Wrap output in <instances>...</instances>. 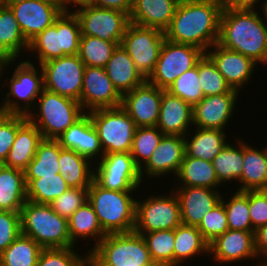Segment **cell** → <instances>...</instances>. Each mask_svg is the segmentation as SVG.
Masks as SVG:
<instances>
[{
    "instance_id": "obj_1",
    "label": "cell",
    "mask_w": 267,
    "mask_h": 266,
    "mask_svg": "<svg viewBox=\"0 0 267 266\" xmlns=\"http://www.w3.org/2000/svg\"><path fill=\"white\" fill-rule=\"evenodd\" d=\"M222 10L213 3L179 2L170 26L164 31L165 38L206 52L218 41Z\"/></svg>"
},
{
    "instance_id": "obj_2",
    "label": "cell",
    "mask_w": 267,
    "mask_h": 266,
    "mask_svg": "<svg viewBox=\"0 0 267 266\" xmlns=\"http://www.w3.org/2000/svg\"><path fill=\"white\" fill-rule=\"evenodd\" d=\"M256 10L223 9L217 44L267 64V23Z\"/></svg>"
},
{
    "instance_id": "obj_3",
    "label": "cell",
    "mask_w": 267,
    "mask_h": 266,
    "mask_svg": "<svg viewBox=\"0 0 267 266\" xmlns=\"http://www.w3.org/2000/svg\"><path fill=\"white\" fill-rule=\"evenodd\" d=\"M133 192L107 190L95 181L88 188V201L106 234L134 231L137 199Z\"/></svg>"
},
{
    "instance_id": "obj_4",
    "label": "cell",
    "mask_w": 267,
    "mask_h": 266,
    "mask_svg": "<svg viewBox=\"0 0 267 266\" xmlns=\"http://www.w3.org/2000/svg\"><path fill=\"white\" fill-rule=\"evenodd\" d=\"M20 213L21 234L32 238L41 248L75 247L69 236L68 220L54 212L49 204L27 200Z\"/></svg>"
},
{
    "instance_id": "obj_5",
    "label": "cell",
    "mask_w": 267,
    "mask_h": 266,
    "mask_svg": "<svg viewBox=\"0 0 267 266\" xmlns=\"http://www.w3.org/2000/svg\"><path fill=\"white\" fill-rule=\"evenodd\" d=\"M88 266H156L146 242L135 231L107 234L88 253Z\"/></svg>"
},
{
    "instance_id": "obj_6",
    "label": "cell",
    "mask_w": 267,
    "mask_h": 266,
    "mask_svg": "<svg viewBox=\"0 0 267 266\" xmlns=\"http://www.w3.org/2000/svg\"><path fill=\"white\" fill-rule=\"evenodd\" d=\"M37 101V109H32L33 111L27 114V119L38 128L43 139L56 140L85 114L79 101L45 88Z\"/></svg>"
},
{
    "instance_id": "obj_7",
    "label": "cell",
    "mask_w": 267,
    "mask_h": 266,
    "mask_svg": "<svg viewBox=\"0 0 267 266\" xmlns=\"http://www.w3.org/2000/svg\"><path fill=\"white\" fill-rule=\"evenodd\" d=\"M81 27L72 11L62 12L54 24L29 42L28 51L36 53L39 65L67 55H78Z\"/></svg>"
},
{
    "instance_id": "obj_8",
    "label": "cell",
    "mask_w": 267,
    "mask_h": 266,
    "mask_svg": "<svg viewBox=\"0 0 267 266\" xmlns=\"http://www.w3.org/2000/svg\"><path fill=\"white\" fill-rule=\"evenodd\" d=\"M15 67L12 77L6 79L9 80L8 83H4L10 89L5 98H2L3 101H0V111L4 114L27 116L36 106V101L44 89L43 71L39 64L33 65L32 61L26 59Z\"/></svg>"
},
{
    "instance_id": "obj_9",
    "label": "cell",
    "mask_w": 267,
    "mask_h": 266,
    "mask_svg": "<svg viewBox=\"0 0 267 266\" xmlns=\"http://www.w3.org/2000/svg\"><path fill=\"white\" fill-rule=\"evenodd\" d=\"M88 114L98 132L104 154L131 152L137 126L122 106L97 109Z\"/></svg>"
},
{
    "instance_id": "obj_10",
    "label": "cell",
    "mask_w": 267,
    "mask_h": 266,
    "mask_svg": "<svg viewBox=\"0 0 267 266\" xmlns=\"http://www.w3.org/2000/svg\"><path fill=\"white\" fill-rule=\"evenodd\" d=\"M136 200V223L138 234L175 229L182 224L178 197L173 190L169 194L150 195Z\"/></svg>"
},
{
    "instance_id": "obj_11",
    "label": "cell",
    "mask_w": 267,
    "mask_h": 266,
    "mask_svg": "<svg viewBox=\"0 0 267 266\" xmlns=\"http://www.w3.org/2000/svg\"><path fill=\"white\" fill-rule=\"evenodd\" d=\"M204 54L198 47L174 43L165 38L154 71L147 81L167 90L182 73L195 67Z\"/></svg>"
},
{
    "instance_id": "obj_12",
    "label": "cell",
    "mask_w": 267,
    "mask_h": 266,
    "mask_svg": "<svg viewBox=\"0 0 267 266\" xmlns=\"http://www.w3.org/2000/svg\"><path fill=\"white\" fill-rule=\"evenodd\" d=\"M94 181L104 189L136 191L142 184L140 169L131 153L105 154L94 164Z\"/></svg>"
},
{
    "instance_id": "obj_13",
    "label": "cell",
    "mask_w": 267,
    "mask_h": 266,
    "mask_svg": "<svg viewBox=\"0 0 267 266\" xmlns=\"http://www.w3.org/2000/svg\"><path fill=\"white\" fill-rule=\"evenodd\" d=\"M164 40V31L130 23L120 45L128 52L136 68L147 79L154 71Z\"/></svg>"
},
{
    "instance_id": "obj_14",
    "label": "cell",
    "mask_w": 267,
    "mask_h": 266,
    "mask_svg": "<svg viewBox=\"0 0 267 266\" xmlns=\"http://www.w3.org/2000/svg\"><path fill=\"white\" fill-rule=\"evenodd\" d=\"M40 66L46 90L80 101L85 64L79 55L52 59Z\"/></svg>"
},
{
    "instance_id": "obj_15",
    "label": "cell",
    "mask_w": 267,
    "mask_h": 266,
    "mask_svg": "<svg viewBox=\"0 0 267 266\" xmlns=\"http://www.w3.org/2000/svg\"><path fill=\"white\" fill-rule=\"evenodd\" d=\"M73 12L78 17L81 35L98 37L119 44L130 24V16L115 9L89 5L75 8Z\"/></svg>"
},
{
    "instance_id": "obj_16",
    "label": "cell",
    "mask_w": 267,
    "mask_h": 266,
    "mask_svg": "<svg viewBox=\"0 0 267 266\" xmlns=\"http://www.w3.org/2000/svg\"><path fill=\"white\" fill-rule=\"evenodd\" d=\"M85 113L97 109L120 107L122 95L109 79L105 68L85 66L80 101Z\"/></svg>"
},
{
    "instance_id": "obj_17",
    "label": "cell",
    "mask_w": 267,
    "mask_h": 266,
    "mask_svg": "<svg viewBox=\"0 0 267 266\" xmlns=\"http://www.w3.org/2000/svg\"><path fill=\"white\" fill-rule=\"evenodd\" d=\"M6 5L12 10L28 43L53 25L62 13L58 7L40 0H7Z\"/></svg>"
},
{
    "instance_id": "obj_18",
    "label": "cell",
    "mask_w": 267,
    "mask_h": 266,
    "mask_svg": "<svg viewBox=\"0 0 267 266\" xmlns=\"http://www.w3.org/2000/svg\"><path fill=\"white\" fill-rule=\"evenodd\" d=\"M164 90L147 80L122 96V108L137 127H155L159 119Z\"/></svg>"
},
{
    "instance_id": "obj_19",
    "label": "cell",
    "mask_w": 267,
    "mask_h": 266,
    "mask_svg": "<svg viewBox=\"0 0 267 266\" xmlns=\"http://www.w3.org/2000/svg\"><path fill=\"white\" fill-rule=\"evenodd\" d=\"M210 48L211 50H207L205 54L213 61L231 89L240 92L244 84H248L253 77L252 73L258 64L251 58L221 47L217 43Z\"/></svg>"
},
{
    "instance_id": "obj_20",
    "label": "cell",
    "mask_w": 267,
    "mask_h": 266,
    "mask_svg": "<svg viewBox=\"0 0 267 266\" xmlns=\"http://www.w3.org/2000/svg\"><path fill=\"white\" fill-rule=\"evenodd\" d=\"M254 232L228 229L209 243V256L219 264L257 258Z\"/></svg>"
},
{
    "instance_id": "obj_21",
    "label": "cell",
    "mask_w": 267,
    "mask_h": 266,
    "mask_svg": "<svg viewBox=\"0 0 267 266\" xmlns=\"http://www.w3.org/2000/svg\"><path fill=\"white\" fill-rule=\"evenodd\" d=\"M239 93H222L204 97L193 106V126L225 131L235 111Z\"/></svg>"
},
{
    "instance_id": "obj_22",
    "label": "cell",
    "mask_w": 267,
    "mask_h": 266,
    "mask_svg": "<svg viewBox=\"0 0 267 266\" xmlns=\"http://www.w3.org/2000/svg\"><path fill=\"white\" fill-rule=\"evenodd\" d=\"M184 155V137L164 135L148 162L140 169L141 179L143 180L144 174H147V177H151V179L164 177L167 174H173L176 177Z\"/></svg>"
},
{
    "instance_id": "obj_23",
    "label": "cell",
    "mask_w": 267,
    "mask_h": 266,
    "mask_svg": "<svg viewBox=\"0 0 267 266\" xmlns=\"http://www.w3.org/2000/svg\"><path fill=\"white\" fill-rule=\"evenodd\" d=\"M178 197L182 224L198 226L207 212L221 202L219 190L206 187L171 188Z\"/></svg>"
},
{
    "instance_id": "obj_24",
    "label": "cell",
    "mask_w": 267,
    "mask_h": 266,
    "mask_svg": "<svg viewBox=\"0 0 267 266\" xmlns=\"http://www.w3.org/2000/svg\"><path fill=\"white\" fill-rule=\"evenodd\" d=\"M56 140L63 149L73 150L92 162L94 160L97 162L105 155L101 148L98 132L88 113H85Z\"/></svg>"
},
{
    "instance_id": "obj_25",
    "label": "cell",
    "mask_w": 267,
    "mask_h": 266,
    "mask_svg": "<svg viewBox=\"0 0 267 266\" xmlns=\"http://www.w3.org/2000/svg\"><path fill=\"white\" fill-rule=\"evenodd\" d=\"M157 127L164 135L184 137L193 127V106L164 90Z\"/></svg>"
},
{
    "instance_id": "obj_26",
    "label": "cell",
    "mask_w": 267,
    "mask_h": 266,
    "mask_svg": "<svg viewBox=\"0 0 267 266\" xmlns=\"http://www.w3.org/2000/svg\"><path fill=\"white\" fill-rule=\"evenodd\" d=\"M178 3L177 0H132L130 23L165 31Z\"/></svg>"
},
{
    "instance_id": "obj_27",
    "label": "cell",
    "mask_w": 267,
    "mask_h": 266,
    "mask_svg": "<svg viewBox=\"0 0 267 266\" xmlns=\"http://www.w3.org/2000/svg\"><path fill=\"white\" fill-rule=\"evenodd\" d=\"M104 68L109 79L122 96L147 80L121 45H118L113 51Z\"/></svg>"
},
{
    "instance_id": "obj_28",
    "label": "cell",
    "mask_w": 267,
    "mask_h": 266,
    "mask_svg": "<svg viewBox=\"0 0 267 266\" xmlns=\"http://www.w3.org/2000/svg\"><path fill=\"white\" fill-rule=\"evenodd\" d=\"M42 140L41 132L27 119L17 129L14 143L3 165L25 171Z\"/></svg>"
},
{
    "instance_id": "obj_29",
    "label": "cell",
    "mask_w": 267,
    "mask_h": 266,
    "mask_svg": "<svg viewBox=\"0 0 267 266\" xmlns=\"http://www.w3.org/2000/svg\"><path fill=\"white\" fill-rule=\"evenodd\" d=\"M194 128L195 130L192 132H195V134L191 133L190 130L184 136L185 154L188 157L212 162L215 156L229 143L228 138H226L227 133L220 129Z\"/></svg>"
},
{
    "instance_id": "obj_30",
    "label": "cell",
    "mask_w": 267,
    "mask_h": 266,
    "mask_svg": "<svg viewBox=\"0 0 267 266\" xmlns=\"http://www.w3.org/2000/svg\"><path fill=\"white\" fill-rule=\"evenodd\" d=\"M244 141V160L237 191L267 190V147L261 150Z\"/></svg>"
},
{
    "instance_id": "obj_31",
    "label": "cell",
    "mask_w": 267,
    "mask_h": 266,
    "mask_svg": "<svg viewBox=\"0 0 267 266\" xmlns=\"http://www.w3.org/2000/svg\"><path fill=\"white\" fill-rule=\"evenodd\" d=\"M27 201V185L22 170L0 165V210L21 212Z\"/></svg>"
},
{
    "instance_id": "obj_32",
    "label": "cell",
    "mask_w": 267,
    "mask_h": 266,
    "mask_svg": "<svg viewBox=\"0 0 267 266\" xmlns=\"http://www.w3.org/2000/svg\"><path fill=\"white\" fill-rule=\"evenodd\" d=\"M93 162L81 154L62 149L59 156L60 174L71 188H89L94 181Z\"/></svg>"
},
{
    "instance_id": "obj_33",
    "label": "cell",
    "mask_w": 267,
    "mask_h": 266,
    "mask_svg": "<svg viewBox=\"0 0 267 266\" xmlns=\"http://www.w3.org/2000/svg\"><path fill=\"white\" fill-rule=\"evenodd\" d=\"M176 177L177 187H206L218 190L217 187L222 185L218 181L212 162L188 157L186 154Z\"/></svg>"
},
{
    "instance_id": "obj_34",
    "label": "cell",
    "mask_w": 267,
    "mask_h": 266,
    "mask_svg": "<svg viewBox=\"0 0 267 266\" xmlns=\"http://www.w3.org/2000/svg\"><path fill=\"white\" fill-rule=\"evenodd\" d=\"M69 236L73 245H75L79 238L88 241L95 240L93 248L88 249L90 253L98 243L107 235L97 218L93 206L89 201L78 208L68 219ZM88 239V240H87ZM76 242V243H75Z\"/></svg>"
},
{
    "instance_id": "obj_35",
    "label": "cell",
    "mask_w": 267,
    "mask_h": 266,
    "mask_svg": "<svg viewBox=\"0 0 267 266\" xmlns=\"http://www.w3.org/2000/svg\"><path fill=\"white\" fill-rule=\"evenodd\" d=\"M174 237V266H179L200 253L209 256V243L197 226L180 224L174 229Z\"/></svg>"
},
{
    "instance_id": "obj_36",
    "label": "cell",
    "mask_w": 267,
    "mask_h": 266,
    "mask_svg": "<svg viewBox=\"0 0 267 266\" xmlns=\"http://www.w3.org/2000/svg\"><path fill=\"white\" fill-rule=\"evenodd\" d=\"M62 149L57 140L43 139L38 144L35 157L24 171L25 179H39L60 173L59 156Z\"/></svg>"
},
{
    "instance_id": "obj_37",
    "label": "cell",
    "mask_w": 267,
    "mask_h": 266,
    "mask_svg": "<svg viewBox=\"0 0 267 266\" xmlns=\"http://www.w3.org/2000/svg\"><path fill=\"white\" fill-rule=\"evenodd\" d=\"M238 139L236 145L228 143L212 161L221 184L224 182L227 184L233 180L239 183L243 169L244 142L242 139Z\"/></svg>"
},
{
    "instance_id": "obj_38",
    "label": "cell",
    "mask_w": 267,
    "mask_h": 266,
    "mask_svg": "<svg viewBox=\"0 0 267 266\" xmlns=\"http://www.w3.org/2000/svg\"><path fill=\"white\" fill-rule=\"evenodd\" d=\"M41 248L32 238L19 237L0 254L2 266H37Z\"/></svg>"
},
{
    "instance_id": "obj_39",
    "label": "cell",
    "mask_w": 267,
    "mask_h": 266,
    "mask_svg": "<svg viewBox=\"0 0 267 266\" xmlns=\"http://www.w3.org/2000/svg\"><path fill=\"white\" fill-rule=\"evenodd\" d=\"M27 200L38 204H50L70 187L58 173L55 176H42L39 179H25Z\"/></svg>"
},
{
    "instance_id": "obj_40",
    "label": "cell",
    "mask_w": 267,
    "mask_h": 266,
    "mask_svg": "<svg viewBox=\"0 0 267 266\" xmlns=\"http://www.w3.org/2000/svg\"><path fill=\"white\" fill-rule=\"evenodd\" d=\"M142 237L156 266H174V229L143 233Z\"/></svg>"
},
{
    "instance_id": "obj_41",
    "label": "cell",
    "mask_w": 267,
    "mask_h": 266,
    "mask_svg": "<svg viewBox=\"0 0 267 266\" xmlns=\"http://www.w3.org/2000/svg\"><path fill=\"white\" fill-rule=\"evenodd\" d=\"M118 45H120L118 42L81 35L78 55L85 66L104 68Z\"/></svg>"
},
{
    "instance_id": "obj_42",
    "label": "cell",
    "mask_w": 267,
    "mask_h": 266,
    "mask_svg": "<svg viewBox=\"0 0 267 266\" xmlns=\"http://www.w3.org/2000/svg\"><path fill=\"white\" fill-rule=\"evenodd\" d=\"M223 196L221 202L224 204L227 214L228 228L230 230L255 231L249 215V190H236L227 202L224 201Z\"/></svg>"
},
{
    "instance_id": "obj_43",
    "label": "cell",
    "mask_w": 267,
    "mask_h": 266,
    "mask_svg": "<svg viewBox=\"0 0 267 266\" xmlns=\"http://www.w3.org/2000/svg\"><path fill=\"white\" fill-rule=\"evenodd\" d=\"M163 136L157 126L136 128L130 153L139 169L148 162Z\"/></svg>"
},
{
    "instance_id": "obj_44",
    "label": "cell",
    "mask_w": 267,
    "mask_h": 266,
    "mask_svg": "<svg viewBox=\"0 0 267 266\" xmlns=\"http://www.w3.org/2000/svg\"><path fill=\"white\" fill-rule=\"evenodd\" d=\"M0 43H4L18 58L29 43L22 34L12 10L5 4L0 7Z\"/></svg>"
},
{
    "instance_id": "obj_45",
    "label": "cell",
    "mask_w": 267,
    "mask_h": 266,
    "mask_svg": "<svg viewBox=\"0 0 267 266\" xmlns=\"http://www.w3.org/2000/svg\"><path fill=\"white\" fill-rule=\"evenodd\" d=\"M198 76L204 97L222 93H239L231 89L223 75L206 54L198 61Z\"/></svg>"
},
{
    "instance_id": "obj_46",
    "label": "cell",
    "mask_w": 267,
    "mask_h": 266,
    "mask_svg": "<svg viewBox=\"0 0 267 266\" xmlns=\"http://www.w3.org/2000/svg\"><path fill=\"white\" fill-rule=\"evenodd\" d=\"M169 93L180 97L194 106L203 98V91L199 82L198 63L195 67L182 73L167 89Z\"/></svg>"
},
{
    "instance_id": "obj_47",
    "label": "cell",
    "mask_w": 267,
    "mask_h": 266,
    "mask_svg": "<svg viewBox=\"0 0 267 266\" xmlns=\"http://www.w3.org/2000/svg\"><path fill=\"white\" fill-rule=\"evenodd\" d=\"M74 249L75 247L43 248L37 266H88V254L79 256Z\"/></svg>"
},
{
    "instance_id": "obj_48",
    "label": "cell",
    "mask_w": 267,
    "mask_h": 266,
    "mask_svg": "<svg viewBox=\"0 0 267 266\" xmlns=\"http://www.w3.org/2000/svg\"><path fill=\"white\" fill-rule=\"evenodd\" d=\"M197 228L208 243L226 232L229 228L224 204L220 202L207 212Z\"/></svg>"
},
{
    "instance_id": "obj_49",
    "label": "cell",
    "mask_w": 267,
    "mask_h": 266,
    "mask_svg": "<svg viewBox=\"0 0 267 266\" xmlns=\"http://www.w3.org/2000/svg\"><path fill=\"white\" fill-rule=\"evenodd\" d=\"M27 120L26 115L0 113V165L4 164L14 143L17 129Z\"/></svg>"
},
{
    "instance_id": "obj_50",
    "label": "cell",
    "mask_w": 267,
    "mask_h": 266,
    "mask_svg": "<svg viewBox=\"0 0 267 266\" xmlns=\"http://www.w3.org/2000/svg\"><path fill=\"white\" fill-rule=\"evenodd\" d=\"M88 201V188H69L49 205L60 217L67 220Z\"/></svg>"
},
{
    "instance_id": "obj_51",
    "label": "cell",
    "mask_w": 267,
    "mask_h": 266,
    "mask_svg": "<svg viewBox=\"0 0 267 266\" xmlns=\"http://www.w3.org/2000/svg\"><path fill=\"white\" fill-rule=\"evenodd\" d=\"M21 234V213L0 210V254Z\"/></svg>"
},
{
    "instance_id": "obj_52",
    "label": "cell",
    "mask_w": 267,
    "mask_h": 266,
    "mask_svg": "<svg viewBox=\"0 0 267 266\" xmlns=\"http://www.w3.org/2000/svg\"><path fill=\"white\" fill-rule=\"evenodd\" d=\"M249 215L254 230L267 225V190H249Z\"/></svg>"
},
{
    "instance_id": "obj_53",
    "label": "cell",
    "mask_w": 267,
    "mask_h": 266,
    "mask_svg": "<svg viewBox=\"0 0 267 266\" xmlns=\"http://www.w3.org/2000/svg\"><path fill=\"white\" fill-rule=\"evenodd\" d=\"M255 249L258 255L257 266H267V225L257 228L254 232ZM263 257V258H262ZM263 259L262 260H260Z\"/></svg>"
},
{
    "instance_id": "obj_54",
    "label": "cell",
    "mask_w": 267,
    "mask_h": 266,
    "mask_svg": "<svg viewBox=\"0 0 267 266\" xmlns=\"http://www.w3.org/2000/svg\"><path fill=\"white\" fill-rule=\"evenodd\" d=\"M93 6L119 10L130 16L132 0H93Z\"/></svg>"
},
{
    "instance_id": "obj_55",
    "label": "cell",
    "mask_w": 267,
    "mask_h": 266,
    "mask_svg": "<svg viewBox=\"0 0 267 266\" xmlns=\"http://www.w3.org/2000/svg\"><path fill=\"white\" fill-rule=\"evenodd\" d=\"M18 57L4 44L0 43V79L3 78V71L10 65L15 64ZM5 69V70H4ZM2 77V78H1Z\"/></svg>"
},
{
    "instance_id": "obj_56",
    "label": "cell",
    "mask_w": 267,
    "mask_h": 266,
    "mask_svg": "<svg viewBox=\"0 0 267 266\" xmlns=\"http://www.w3.org/2000/svg\"><path fill=\"white\" fill-rule=\"evenodd\" d=\"M258 3L259 0H225L223 9L256 10L254 7H256Z\"/></svg>"
},
{
    "instance_id": "obj_57",
    "label": "cell",
    "mask_w": 267,
    "mask_h": 266,
    "mask_svg": "<svg viewBox=\"0 0 267 266\" xmlns=\"http://www.w3.org/2000/svg\"><path fill=\"white\" fill-rule=\"evenodd\" d=\"M64 1V12H70V9H73L74 6L76 5L79 9L80 7L83 6H89V5H93V0H63ZM73 8H71V6ZM70 9H69V8Z\"/></svg>"
},
{
    "instance_id": "obj_58",
    "label": "cell",
    "mask_w": 267,
    "mask_h": 266,
    "mask_svg": "<svg viewBox=\"0 0 267 266\" xmlns=\"http://www.w3.org/2000/svg\"><path fill=\"white\" fill-rule=\"evenodd\" d=\"M40 1L50 3L58 7L62 12H64V1L63 0H40Z\"/></svg>"
},
{
    "instance_id": "obj_59",
    "label": "cell",
    "mask_w": 267,
    "mask_h": 266,
    "mask_svg": "<svg viewBox=\"0 0 267 266\" xmlns=\"http://www.w3.org/2000/svg\"><path fill=\"white\" fill-rule=\"evenodd\" d=\"M194 2H207V3H213L223 8L225 0H190Z\"/></svg>"
},
{
    "instance_id": "obj_60",
    "label": "cell",
    "mask_w": 267,
    "mask_h": 266,
    "mask_svg": "<svg viewBox=\"0 0 267 266\" xmlns=\"http://www.w3.org/2000/svg\"><path fill=\"white\" fill-rule=\"evenodd\" d=\"M261 1V9H262V14H264V17H265V20H266V23H267V0H264L263 2H262V0H260Z\"/></svg>"
},
{
    "instance_id": "obj_61",
    "label": "cell",
    "mask_w": 267,
    "mask_h": 266,
    "mask_svg": "<svg viewBox=\"0 0 267 266\" xmlns=\"http://www.w3.org/2000/svg\"><path fill=\"white\" fill-rule=\"evenodd\" d=\"M7 0H0V7L4 6L6 4Z\"/></svg>"
}]
</instances>
